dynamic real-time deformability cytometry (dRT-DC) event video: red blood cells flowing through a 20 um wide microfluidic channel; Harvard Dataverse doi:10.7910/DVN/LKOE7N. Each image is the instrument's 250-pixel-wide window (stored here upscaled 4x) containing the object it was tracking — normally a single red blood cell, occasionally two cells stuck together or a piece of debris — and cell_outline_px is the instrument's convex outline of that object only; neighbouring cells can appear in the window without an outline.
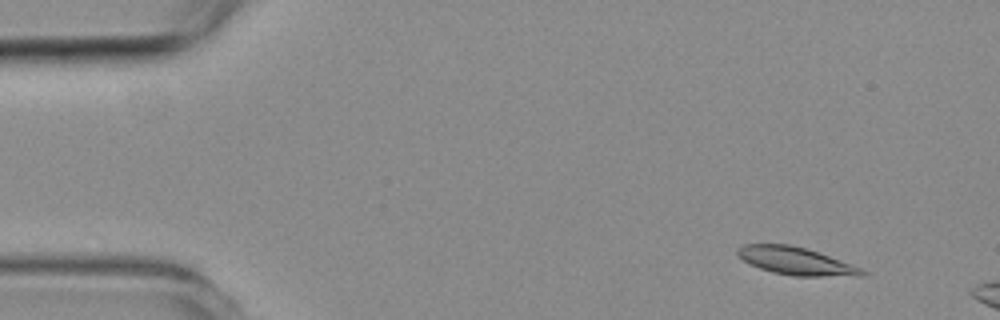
{"species": "common noctule bat (a hibernating species)", "species_latin": "Nyctalus noctula", "temperature_condition": "room temperature", "stored_images_in_passage": 5, "camera_frame_rate_fps": 3000, "um_per_image_px": 0.085, "animal": {"sex": "female", "body_mass_g": 19.3, "forearm_length_mm": 54.1}, "frame": {"image": 1, "passage_image": 2, "time_ms": 1.0, "image_size_px": [1000, 320], "cell_outline_px": [[868, 272], [864, 276], [792, 276], [772, 272], [760, 268], [744, 260], [736, 252], [736, 248], [744, 244], [788, 244], [804, 248], [828, 256], [860, 268]], "centroid_in_image_um": [67.63, 22.19], "position_along_channel_um": 17.4, "area_um2": 19.71}}